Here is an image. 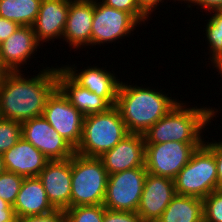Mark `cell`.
<instances>
[{
  "mask_svg": "<svg viewBox=\"0 0 222 222\" xmlns=\"http://www.w3.org/2000/svg\"><path fill=\"white\" fill-rule=\"evenodd\" d=\"M10 72L0 84V118L23 123L43 114L47 98L57 88V65L31 76Z\"/></svg>",
  "mask_w": 222,
  "mask_h": 222,
  "instance_id": "cell-1",
  "label": "cell"
},
{
  "mask_svg": "<svg viewBox=\"0 0 222 222\" xmlns=\"http://www.w3.org/2000/svg\"><path fill=\"white\" fill-rule=\"evenodd\" d=\"M122 80L115 106L128 133L144 134L180 102L179 99L172 97L171 93L166 94L158 87L155 90L144 84V88L143 85H131V82Z\"/></svg>",
  "mask_w": 222,
  "mask_h": 222,
  "instance_id": "cell-2",
  "label": "cell"
},
{
  "mask_svg": "<svg viewBox=\"0 0 222 222\" xmlns=\"http://www.w3.org/2000/svg\"><path fill=\"white\" fill-rule=\"evenodd\" d=\"M185 102V103H184ZM174 106L143 135L145 144H162L167 142L204 143L206 127L212 125L214 117L221 111L212 106H194L186 101ZM205 129V130H204ZM204 131V133H203Z\"/></svg>",
  "mask_w": 222,
  "mask_h": 222,
  "instance_id": "cell-3",
  "label": "cell"
},
{
  "mask_svg": "<svg viewBox=\"0 0 222 222\" xmlns=\"http://www.w3.org/2000/svg\"><path fill=\"white\" fill-rule=\"evenodd\" d=\"M128 134L120 112L114 105L107 111L84 116L82 136L75 153L100 157Z\"/></svg>",
  "mask_w": 222,
  "mask_h": 222,
  "instance_id": "cell-4",
  "label": "cell"
},
{
  "mask_svg": "<svg viewBox=\"0 0 222 222\" xmlns=\"http://www.w3.org/2000/svg\"><path fill=\"white\" fill-rule=\"evenodd\" d=\"M108 172L99 157H71V207L103 205Z\"/></svg>",
  "mask_w": 222,
  "mask_h": 222,
  "instance_id": "cell-5",
  "label": "cell"
},
{
  "mask_svg": "<svg viewBox=\"0 0 222 222\" xmlns=\"http://www.w3.org/2000/svg\"><path fill=\"white\" fill-rule=\"evenodd\" d=\"M177 195L204 199L217 189V166L213 152L203 143L174 178Z\"/></svg>",
  "mask_w": 222,
  "mask_h": 222,
  "instance_id": "cell-6",
  "label": "cell"
},
{
  "mask_svg": "<svg viewBox=\"0 0 222 222\" xmlns=\"http://www.w3.org/2000/svg\"><path fill=\"white\" fill-rule=\"evenodd\" d=\"M147 174L143 166L109 175L103 206L111 210L137 212Z\"/></svg>",
  "mask_w": 222,
  "mask_h": 222,
  "instance_id": "cell-7",
  "label": "cell"
},
{
  "mask_svg": "<svg viewBox=\"0 0 222 222\" xmlns=\"http://www.w3.org/2000/svg\"><path fill=\"white\" fill-rule=\"evenodd\" d=\"M140 24L128 13L121 11L100 0H94V16L91 29V46L116 43L131 36ZM132 33V34H131Z\"/></svg>",
  "mask_w": 222,
  "mask_h": 222,
  "instance_id": "cell-8",
  "label": "cell"
},
{
  "mask_svg": "<svg viewBox=\"0 0 222 222\" xmlns=\"http://www.w3.org/2000/svg\"><path fill=\"white\" fill-rule=\"evenodd\" d=\"M203 143L145 144V168L149 174L174 179Z\"/></svg>",
  "mask_w": 222,
  "mask_h": 222,
  "instance_id": "cell-9",
  "label": "cell"
},
{
  "mask_svg": "<svg viewBox=\"0 0 222 222\" xmlns=\"http://www.w3.org/2000/svg\"><path fill=\"white\" fill-rule=\"evenodd\" d=\"M42 116L76 150L82 136L84 115L56 88L47 98Z\"/></svg>",
  "mask_w": 222,
  "mask_h": 222,
  "instance_id": "cell-10",
  "label": "cell"
},
{
  "mask_svg": "<svg viewBox=\"0 0 222 222\" xmlns=\"http://www.w3.org/2000/svg\"><path fill=\"white\" fill-rule=\"evenodd\" d=\"M22 138L31 143L49 161L66 160L75 154V149L43 116L22 123Z\"/></svg>",
  "mask_w": 222,
  "mask_h": 222,
  "instance_id": "cell-11",
  "label": "cell"
},
{
  "mask_svg": "<svg viewBox=\"0 0 222 222\" xmlns=\"http://www.w3.org/2000/svg\"><path fill=\"white\" fill-rule=\"evenodd\" d=\"M60 67L81 87L104 98L111 106L116 104L121 81L113 69L109 71L104 66L100 68L91 65L77 70L75 64L61 65Z\"/></svg>",
  "mask_w": 222,
  "mask_h": 222,
  "instance_id": "cell-12",
  "label": "cell"
},
{
  "mask_svg": "<svg viewBox=\"0 0 222 222\" xmlns=\"http://www.w3.org/2000/svg\"><path fill=\"white\" fill-rule=\"evenodd\" d=\"M175 195L174 179L148 173L137 209L142 222H156Z\"/></svg>",
  "mask_w": 222,
  "mask_h": 222,
  "instance_id": "cell-13",
  "label": "cell"
},
{
  "mask_svg": "<svg viewBox=\"0 0 222 222\" xmlns=\"http://www.w3.org/2000/svg\"><path fill=\"white\" fill-rule=\"evenodd\" d=\"M38 178L54 209L65 211L71 207V158L49 161Z\"/></svg>",
  "mask_w": 222,
  "mask_h": 222,
  "instance_id": "cell-14",
  "label": "cell"
},
{
  "mask_svg": "<svg viewBox=\"0 0 222 222\" xmlns=\"http://www.w3.org/2000/svg\"><path fill=\"white\" fill-rule=\"evenodd\" d=\"M94 0H69V12L61 41L72 49H91ZM90 46V47H89ZM72 48V49H71Z\"/></svg>",
  "mask_w": 222,
  "mask_h": 222,
  "instance_id": "cell-15",
  "label": "cell"
},
{
  "mask_svg": "<svg viewBox=\"0 0 222 222\" xmlns=\"http://www.w3.org/2000/svg\"><path fill=\"white\" fill-rule=\"evenodd\" d=\"M109 175L145 166L143 134L129 133L114 148L99 157Z\"/></svg>",
  "mask_w": 222,
  "mask_h": 222,
  "instance_id": "cell-16",
  "label": "cell"
},
{
  "mask_svg": "<svg viewBox=\"0 0 222 222\" xmlns=\"http://www.w3.org/2000/svg\"><path fill=\"white\" fill-rule=\"evenodd\" d=\"M41 46L37 42L33 26H19L0 43V58L10 72L23 71L22 67L25 68L37 49H42Z\"/></svg>",
  "mask_w": 222,
  "mask_h": 222,
  "instance_id": "cell-17",
  "label": "cell"
},
{
  "mask_svg": "<svg viewBox=\"0 0 222 222\" xmlns=\"http://www.w3.org/2000/svg\"><path fill=\"white\" fill-rule=\"evenodd\" d=\"M69 12V0H42L33 25L37 42L52 43L62 39Z\"/></svg>",
  "mask_w": 222,
  "mask_h": 222,
  "instance_id": "cell-18",
  "label": "cell"
},
{
  "mask_svg": "<svg viewBox=\"0 0 222 222\" xmlns=\"http://www.w3.org/2000/svg\"><path fill=\"white\" fill-rule=\"evenodd\" d=\"M6 171L23 177H38L49 160L24 138L2 154Z\"/></svg>",
  "mask_w": 222,
  "mask_h": 222,
  "instance_id": "cell-19",
  "label": "cell"
},
{
  "mask_svg": "<svg viewBox=\"0 0 222 222\" xmlns=\"http://www.w3.org/2000/svg\"><path fill=\"white\" fill-rule=\"evenodd\" d=\"M57 88L84 116L101 113L112 107L104 98L78 85L59 66H57Z\"/></svg>",
  "mask_w": 222,
  "mask_h": 222,
  "instance_id": "cell-20",
  "label": "cell"
},
{
  "mask_svg": "<svg viewBox=\"0 0 222 222\" xmlns=\"http://www.w3.org/2000/svg\"><path fill=\"white\" fill-rule=\"evenodd\" d=\"M16 218L43 215L55 210L38 177H25L13 205Z\"/></svg>",
  "mask_w": 222,
  "mask_h": 222,
  "instance_id": "cell-21",
  "label": "cell"
},
{
  "mask_svg": "<svg viewBox=\"0 0 222 222\" xmlns=\"http://www.w3.org/2000/svg\"><path fill=\"white\" fill-rule=\"evenodd\" d=\"M156 222H203V201L176 194Z\"/></svg>",
  "mask_w": 222,
  "mask_h": 222,
  "instance_id": "cell-22",
  "label": "cell"
},
{
  "mask_svg": "<svg viewBox=\"0 0 222 222\" xmlns=\"http://www.w3.org/2000/svg\"><path fill=\"white\" fill-rule=\"evenodd\" d=\"M42 0H0V17L19 26H33Z\"/></svg>",
  "mask_w": 222,
  "mask_h": 222,
  "instance_id": "cell-23",
  "label": "cell"
},
{
  "mask_svg": "<svg viewBox=\"0 0 222 222\" xmlns=\"http://www.w3.org/2000/svg\"><path fill=\"white\" fill-rule=\"evenodd\" d=\"M210 13V14H209ZM206 15L209 16L210 19H206L205 21H208L204 23V29L205 35L203 38H205V42L208 47V60H212L218 56H222V10L221 11H212L209 12Z\"/></svg>",
  "mask_w": 222,
  "mask_h": 222,
  "instance_id": "cell-24",
  "label": "cell"
},
{
  "mask_svg": "<svg viewBox=\"0 0 222 222\" xmlns=\"http://www.w3.org/2000/svg\"><path fill=\"white\" fill-rule=\"evenodd\" d=\"M103 205L75 206L65 210L66 222H103Z\"/></svg>",
  "mask_w": 222,
  "mask_h": 222,
  "instance_id": "cell-25",
  "label": "cell"
},
{
  "mask_svg": "<svg viewBox=\"0 0 222 222\" xmlns=\"http://www.w3.org/2000/svg\"><path fill=\"white\" fill-rule=\"evenodd\" d=\"M22 137V123L0 118V154L14 146Z\"/></svg>",
  "mask_w": 222,
  "mask_h": 222,
  "instance_id": "cell-26",
  "label": "cell"
},
{
  "mask_svg": "<svg viewBox=\"0 0 222 222\" xmlns=\"http://www.w3.org/2000/svg\"><path fill=\"white\" fill-rule=\"evenodd\" d=\"M24 178L21 175L8 171L0 174V198L13 206Z\"/></svg>",
  "mask_w": 222,
  "mask_h": 222,
  "instance_id": "cell-27",
  "label": "cell"
},
{
  "mask_svg": "<svg viewBox=\"0 0 222 222\" xmlns=\"http://www.w3.org/2000/svg\"><path fill=\"white\" fill-rule=\"evenodd\" d=\"M203 201V222H222V190L216 189Z\"/></svg>",
  "mask_w": 222,
  "mask_h": 222,
  "instance_id": "cell-28",
  "label": "cell"
},
{
  "mask_svg": "<svg viewBox=\"0 0 222 222\" xmlns=\"http://www.w3.org/2000/svg\"><path fill=\"white\" fill-rule=\"evenodd\" d=\"M112 8L128 12L140 26L149 21L150 18L139 8L136 0H100Z\"/></svg>",
  "mask_w": 222,
  "mask_h": 222,
  "instance_id": "cell-29",
  "label": "cell"
},
{
  "mask_svg": "<svg viewBox=\"0 0 222 222\" xmlns=\"http://www.w3.org/2000/svg\"><path fill=\"white\" fill-rule=\"evenodd\" d=\"M103 222H142L137 212L105 209Z\"/></svg>",
  "mask_w": 222,
  "mask_h": 222,
  "instance_id": "cell-30",
  "label": "cell"
},
{
  "mask_svg": "<svg viewBox=\"0 0 222 222\" xmlns=\"http://www.w3.org/2000/svg\"><path fill=\"white\" fill-rule=\"evenodd\" d=\"M204 140V144L213 152L217 166V189L222 190V141L218 139Z\"/></svg>",
  "mask_w": 222,
  "mask_h": 222,
  "instance_id": "cell-31",
  "label": "cell"
},
{
  "mask_svg": "<svg viewBox=\"0 0 222 222\" xmlns=\"http://www.w3.org/2000/svg\"><path fill=\"white\" fill-rule=\"evenodd\" d=\"M16 222H66V215L64 210L55 209L43 215L17 218Z\"/></svg>",
  "mask_w": 222,
  "mask_h": 222,
  "instance_id": "cell-32",
  "label": "cell"
},
{
  "mask_svg": "<svg viewBox=\"0 0 222 222\" xmlns=\"http://www.w3.org/2000/svg\"><path fill=\"white\" fill-rule=\"evenodd\" d=\"M187 4L186 8H190L196 6V9H202L200 12L205 13L208 11H221L222 10V0H181V4L183 3ZM193 4V5H192ZM198 6V7H197ZM204 10V11H203Z\"/></svg>",
  "mask_w": 222,
  "mask_h": 222,
  "instance_id": "cell-33",
  "label": "cell"
},
{
  "mask_svg": "<svg viewBox=\"0 0 222 222\" xmlns=\"http://www.w3.org/2000/svg\"><path fill=\"white\" fill-rule=\"evenodd\" d=\"M136 1H137L139 8L149 18L151 17V14H153V11L155 12V10L160 9V8H158L160 4L162 5V7H163V5H165V4H162V3H165L164 2L165 0H136ZM174 1L175 2L178 1L179 3L181 2V0H174ZM170 2H171V0H170ZM166 3H167V0H166Z\"/></svg>",
  "mask_w": 222,
  "mask_h": 222,
  "instance_id": "cell-34",
  "label": "cell"
},
{
  "mask_svg": "<svg viewBox=\"0 0 222 222\" xmlns=\"http://www.w3.org/2000/svg\"><path fill=\"white\" fill-rule=\"evenodd\" d=\"M18 27L16 22L0 17V43L6 40Z\"/></svg>",
  "mask_w": 222,
  "mask_h": 222,
  "instance_id": "cell-35",
  "label": "cell"
},
{
  "mask_svg": "<svg viewBox=\"0 0 222 222\" xmlns=\"http://www.w3.org/2000/svg\"><path fill=\"white\" fill-rule=\"evenodd\" d=\"M17 218L14 210H2L0 211V222H16Z\"/></svg>",
  "mask_w": 222,
  "mask_h": 222,
  "instance_id": "cell-36",
  "label": "cell"
},
{
  "mask_svg": "<svg viewBox=\"0 0 222 222\" xmlns=\"http://www.w3.org/2000/svg\"><path fill=\"white\" fill-rule=\"evenodd\" d=\"M207 62H209L208 64L211 63L210 66L213 67L212 69H214V68L216 69V71L218 72L217 74L220 75L219 77H221L220 80H222V56H218V57L212 59L211 62L210 61H207ZM220 88H222V87H220Z\"/></svg>",
  "mask_w": 222,
  "mask_h": 222,
  "instance_id": "cell-37",
  "label": "cell"
},
{
  "mask_svg": "<svg viewBox=\"0 0 222 222\" xmlns=\"http://www.w3.org/2000/svg\"><path fill=\"white\" fill-rule=\"evenodd\" d=\"M9 73L10 70L3 64V61L0 58V84L6 79Z\"/></svg>",
  "mask_w": 222,
  "mask_h": 222,
  "instance_id": "cell-38",
  "label": "cell"
},
{
  "mask_svg": "<svg viewBox=\"0 0 222 222\" xmlns=\"http://www.w3.org/2000/svg\"><path fill=\"white\" fill-rule=\"evenodd\" d=\"M2 210H14L13 206L5 202L3 199L0 198V211Z\"/></svg>",
  "mask_w": 222,
  "mask_h": 222,
  "instance_id": "cell-39",
  "label": "cell"
},
{
  "mask_svg": "<svg viewBox=\"0 0 222 222\" xmlns=\"http://www.w3.org/2000/svg\"><path fill=\"white\" fill-rule=\"evenodd\" d=\"M6 171L3 161V156L0 154V174L4 173Z\"/></svg>",
  "mask_w": 222,
  "mask_h": 222,
  "instance_id": "cell-40",
  "label": "cell"
}]
</instances>
